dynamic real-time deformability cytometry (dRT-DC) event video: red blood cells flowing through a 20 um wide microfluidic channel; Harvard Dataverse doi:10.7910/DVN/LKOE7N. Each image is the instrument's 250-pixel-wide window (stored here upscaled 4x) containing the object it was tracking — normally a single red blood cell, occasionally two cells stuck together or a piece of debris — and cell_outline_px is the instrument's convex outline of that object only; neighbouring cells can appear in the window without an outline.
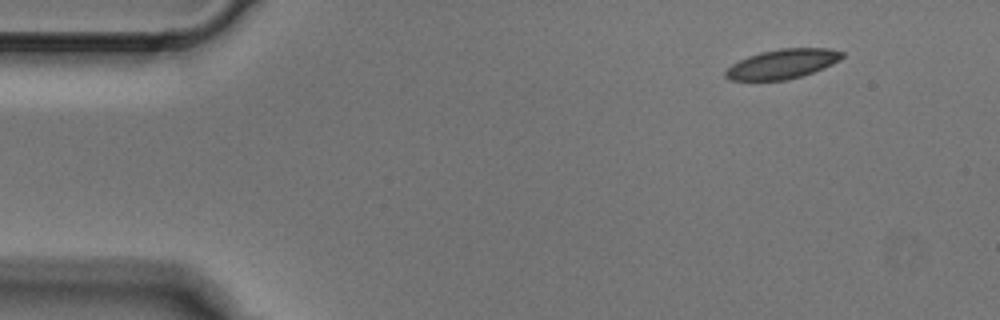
{"species": "Egyptian fruit bat (a non-hibernating species)", "species_latin": "Rousettus aegyptiacus", "temperature_condition": "cold", "stored_images_in_passage": 3, "segment_of_instrument_passage": [2, 2], "camera_frame_rate_fps": 3000, "um_per_image_px": 0.085, "animal": {"sex": "male"}, "frame": {"image": 1, "passage_image": 3, "time_ms": 0.667, "image_size_px": [1000, 320], "cell_outline_px": [[844, 56], [840, 60], [824, 68], [788, 80], [732, 80], [724, 76], [724, 72], [732, 64], [748, 56], [760, 52], [780, 48], [828, 48], [844, 52]], "centroid_in_image_um": [66.52, 5.43], "position_along_channel_um": 18.5, "area_um2": 20.0}}